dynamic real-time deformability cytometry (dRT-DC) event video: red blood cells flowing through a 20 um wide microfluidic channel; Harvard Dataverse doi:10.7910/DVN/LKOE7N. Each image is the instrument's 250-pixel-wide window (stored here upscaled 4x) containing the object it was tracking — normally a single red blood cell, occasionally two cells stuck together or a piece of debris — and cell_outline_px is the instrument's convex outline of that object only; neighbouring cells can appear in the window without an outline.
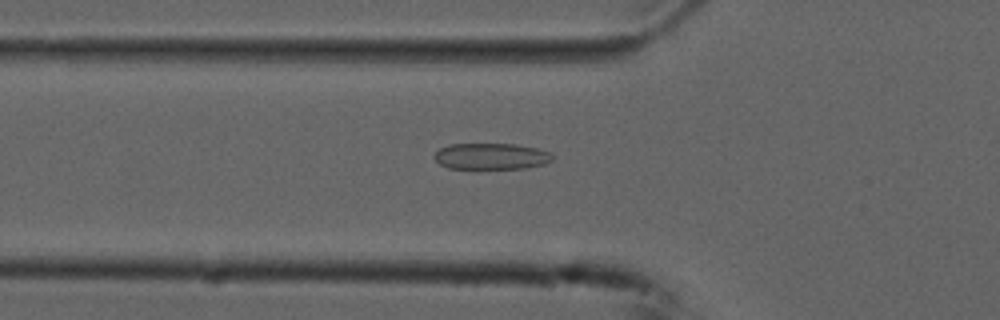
{"species": "common noctule bat (a hibernating species)", "species_latin": "Nyctalus noctula", "temperature_condition": "cold", "stored_images_in_passage": 38, "camera_frame_rate_fps": 3000, "um_per_image_px": 0.085, "animal": {"sex": "male", "forearm_length_mm": 52.5}, "frame": {"image": 1, "passage_image": 2, "time_ms": 0.333, "image_size_px": [1000, 320], "cell_outline_px": [[552, 160], [544, 164], [524, 168], [476, 172], [448, 168], [440, 164], [432, 156], [440, 148], [448, 144], [516, 144], [536, 148], [548, 152], [552, 156]], "centroid_in_image_um": [41.67, 13.34], "position_along_channel_um": 84.1, "area_um2": 19.02}}
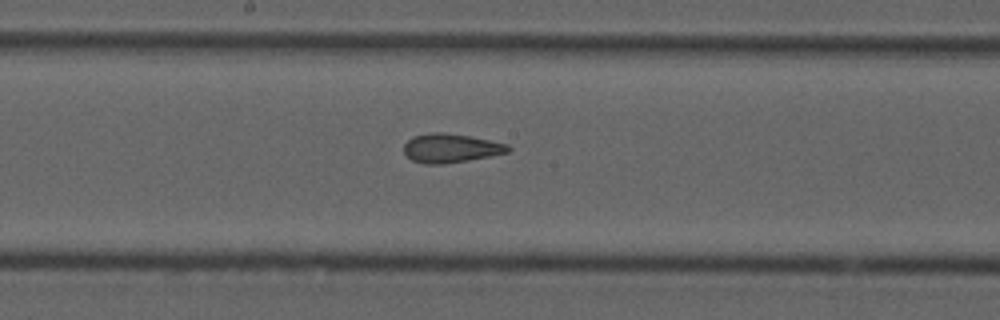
{"frame": {"image": 2, "passage_image": 12, "time_ms": 3.667, "image_size_px": [1000, 320], "cell_outline_px": [[512, 148], [508, 152], [468, 160], [444, 164], [424, 164], [412, 160], [404, 152], [404, 144], [412, 136], [432, 132], [444, 132], [472, 136], [508, 144]], "centroid_in_image_um": [38.31, 12.58], "position_along_channel_um": 209.9, "area_um2": 17.63}}
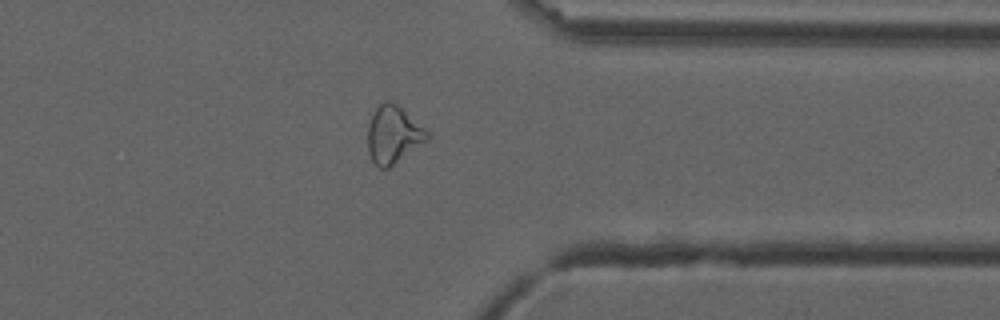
{"frame": {"image": 3, "passage_image": 26, "time_ms": 8.333, "image_size_px": [1000, 320], "cell_outline_px": [[428, 140], [388, 168], [380, 168], [372, 160], [368, 152], [368, 124], [376, 108], [384, 100], [388, 100], [396, 104], [424, 128], [428, 132]], "centroid_in_image_um": [33.41, 11.45], "position_along_channel_um": 378.0, "area_um2": 19.48}, "authors_computed_cell_mechanics": {"area_um2": 18.2937, "velocity_mm_per_s": 3.7519, "shape_relaxation_time_tau1_ms": null, "shape_relaxation_time_tau2_ms": 1.5822, "deformation_change_tau1": null, "deformation_change_tau2": 0.086}}